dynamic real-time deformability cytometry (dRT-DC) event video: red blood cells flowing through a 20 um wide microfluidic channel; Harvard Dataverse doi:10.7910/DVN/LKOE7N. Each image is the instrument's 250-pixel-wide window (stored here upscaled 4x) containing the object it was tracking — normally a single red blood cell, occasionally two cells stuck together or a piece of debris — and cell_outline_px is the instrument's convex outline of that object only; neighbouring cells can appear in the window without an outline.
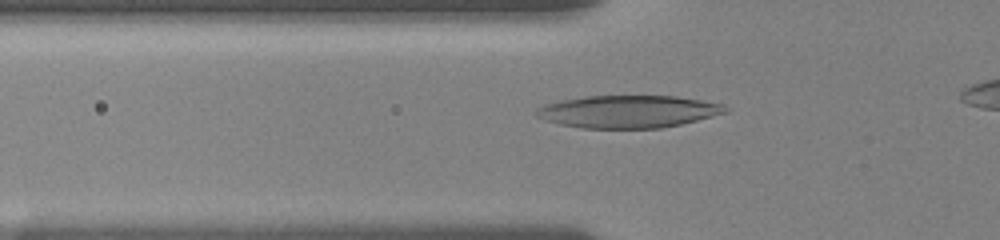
{"species": "human", "species_latin": "Homo sapiens", "temperature_condition": "room temperature", "stored_images_in_passage": 49, "camera_frame_rate_fps": 3000, "um_per_image_px": 0.085, "donor": {"sex": "female"}, "frame": {"image": 1, "passage_image": 13, "time_ms": 2.667, "image_size_px": [1000, 240], "cell_outline_px": [[728, 112], [680, 124], [660, 128], [580, 128], [560, 124], [544, 120], [536, 116], [536, 108], [544, 104], [560, 100], [584, 96], [676, 96], [724, 104], [728, 108]], "centroid_in_image_um": [53.36, 9.48], "position_along_channel_um": 72.4, "area_um2": 35.78}}
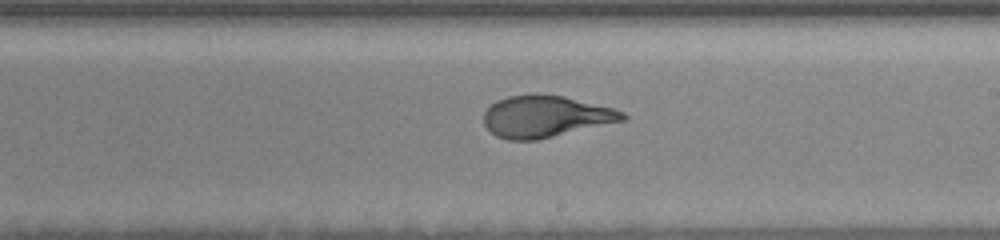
{"frame": {"image": 2, "passage_image": 35, "time_ms": 7.333, "image_size_px": [1000, 240], "cell_outline_px": [[628, 116], [624, 120], [536, 140], [508, 140], [496, 136], [484, 124], [484, 112], [496, 100], [508, 96], [564, 96], [612, 108], [624, 112]], "centroid_in_image_um": [46.36, 9.92], "position_along_channel_um": 242.6, "area_um2": 32.89}}
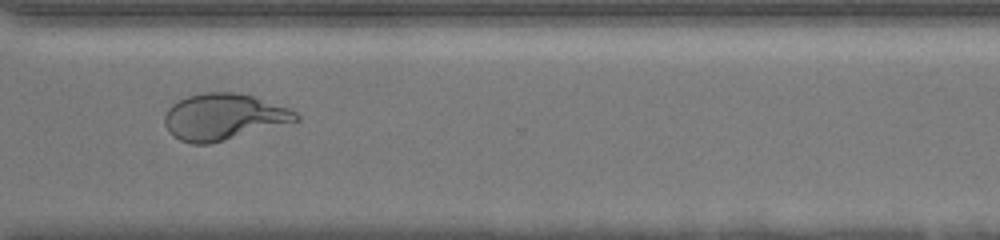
{"frame": {"image": 3, "passage_image": 48, "time_ms": 10.333, "image_size_px": [1000, 240], "cell_outline_px": [[300, 120], [224, 140], [208, 144], [192, 144], [180, 140], [172, 136], [168, 132], [164, 124], [164, 116], [168, 108], [172, 104], [188, 96], [204, 92], [232, 92], [252, 96], [288, 108], [296, 112], [300, 116]], "centroid_in_image_um": [18.96, 9.94], "position_along_channel_um": 351.6, "area_um2": 35.2}}